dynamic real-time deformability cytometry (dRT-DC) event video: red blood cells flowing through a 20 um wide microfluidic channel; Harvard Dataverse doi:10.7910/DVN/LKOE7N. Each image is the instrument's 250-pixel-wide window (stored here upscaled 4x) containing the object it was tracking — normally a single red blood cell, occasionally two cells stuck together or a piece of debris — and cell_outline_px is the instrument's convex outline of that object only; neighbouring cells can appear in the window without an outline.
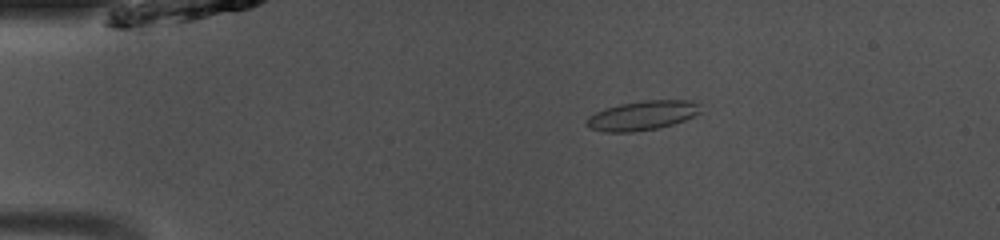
{"species": "common noctule bat (a hibernating species)", "species_latin": "Nyctalus noctula", "temperature_condition": "room temperature", "stored_images_in_passage": 42, "camera_frame_rate_fps": 3000, "um_per_image_px": 0.085, "animal": {"sex": "male", "body_mass_g": 13.0, "forearm_length_mm": 53.1}, "frame": {"image": 1, "passage_image": 3, "time_ms": 0.667, "image_size_px": [1000, 240], "cell_outline_px": [[700, 112], [684, 120], [660, 128], [632, 132], [604, 132], [592, 128], [584, 124], [584, 120], [588, 116], [604, 108], [620, 104], [644, 100], [692, 100], [696, 104]], "centroid_in_image_um": [54.52, 9.82], "position_along_channel_um": 30.5, "area_um2": 19.42}}
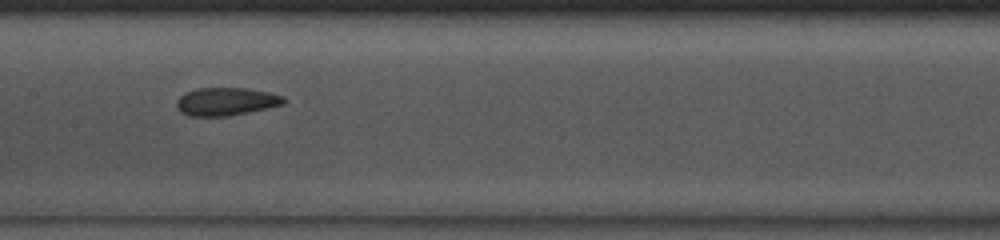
{"frame": {"image": 2, "passage_image": 18, "time_ms": 5.667, "image_size_px": [1000, 240], "cell_outline_px": [[288, 100], [284, 104], [268, 108], [228, 116], [188, 116], [180, 112], [176, 108], [176, 100], [184, 92], [196, 88], [248, 88], [268, 92], [284, 96]], "centroid_in_image_um": [19.2, 8.63], "position_along_channel_um": 188.2, "area_um2": 17.74}}
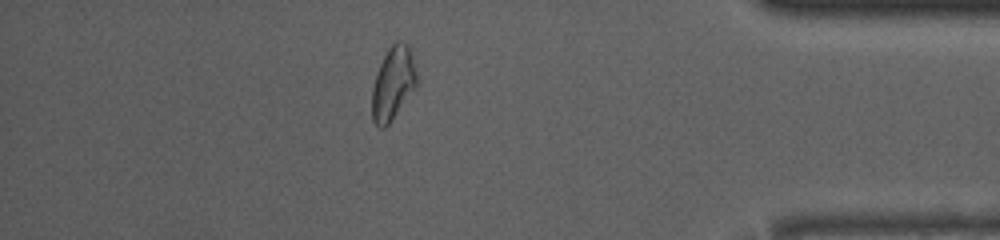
{"frame": {"image": 3, "passage_image": 36, "time_ms": 11.667, "image_size_px": [1000, 240], "cell_outline_px": [[420, 84], [388, 124], [384, 128], [380, 128], [372, 120], [372, 88], [376, 72], [388, 48], [396, 40], [400, 40], [408, 44], [412, 52], [420, 80]], "centroid_in_image_um": [33.46, 7.05], "position_along_channel_um": 401.7, "area_um2": 19.71}, "authors_computed_cell_mechanics": {"area_um2": 18.0914, "velocity_mm_per_s": 4.1143, "shape_relaxation_time_tau1_ms": null, "shape_relaxation_time_tau2_ms": 1.7876, "deformation_change_tau1": null, "deformation_change_tau2": 0.0675}}